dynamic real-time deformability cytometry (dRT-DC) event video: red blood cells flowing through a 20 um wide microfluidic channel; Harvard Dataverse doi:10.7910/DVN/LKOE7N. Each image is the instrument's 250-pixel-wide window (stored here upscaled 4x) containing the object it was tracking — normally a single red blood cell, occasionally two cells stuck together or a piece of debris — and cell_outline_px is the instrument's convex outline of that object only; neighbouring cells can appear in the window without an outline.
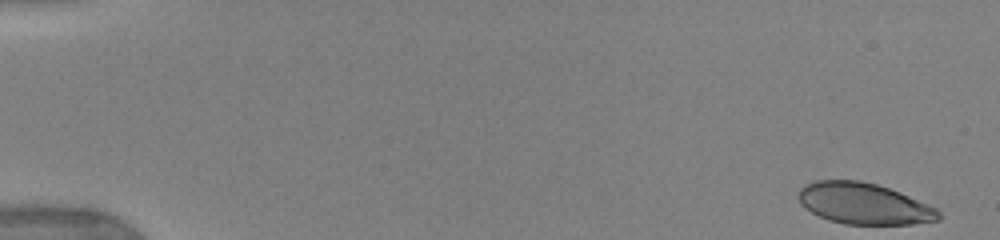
{"species": "human", "species_latin": "Homo sapiens", "temperature_condition": "warm", "stored_images_in_passage": 48, "camera_frame_rate_fps": 3000, "um_per_image_px": 0.085, "donor": {"sex": "female"}, "frame": {"image": 1, "passage_image": 1, "time_ms": 0.0, "image_size_px": [1000, 240], "cell_outline_px": [[940, 220], [912, 224], [844, 224], [828, 220], [804, 208], [800, 204], [796, 196], [800, 188], [804, 184], [816, 180], [860, 180], [876, 184], [900, 192], [928, 204], [936, 208], [940, 212]], "centroid_in_image_um": [73.39, 17.3], "position_along_channel_um": 11.6, "area_um2": 33.87}}
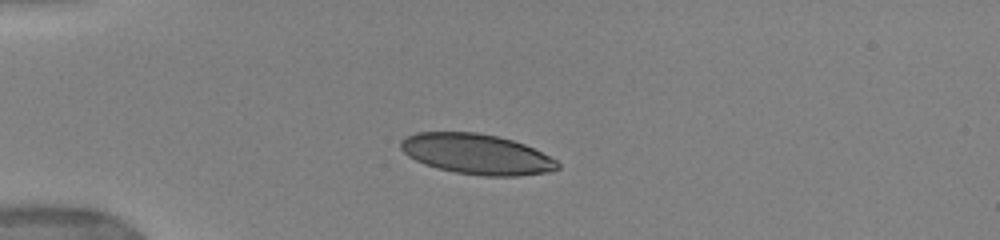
{"frame": {"image": 2, "passage_image": 13, "time_ms": 4.0, "image_size_px": [1000, 240], "cell_outline_px": [[560, 168], [548, 172], [516, 176], [484, 176], [456, 172], [436, 168], [424, 164], [408, 156], [400, 148], [400, 140], [416, 132], [476, 132], [496, 136], [512, 140], [524, 144], [556, 160], [560, 164]], "centroid_in_image_um": [40.49, 13.1], "position_along_channel_um": 44.5, "area_um2": 36.7}}
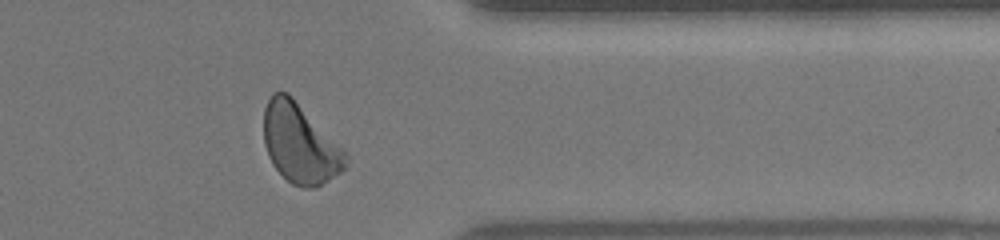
{"frame": {"image": 3, "passage_image": 43, "time_ms": 13.667, "image_size_px": [1000, 240], "cell_outline_px": [[348, 164], [340, 172], [316, 188], [304, 188], [292, 184], [272, 164], [268, 156], [264, 144], [264, 108], [272, 92], [288, 92], [344, 148], [348, 156]], "centroid_in_image_um": [25.51, 12.2], "position_along_channel_um": 385.9, "area_um2": 38.09}, "authors_computed_cell_mechanics": {"area_um2": 37.0787, "velocity_mm_per_s": 3.9178, "shape_relaxation_time_tau1_ms": 3.9341, "shape_relaxation_time_tau2_ms": 0.8505, "deformation_change_tau1": 0.158, "deformation_change_tau2": 0.069}}